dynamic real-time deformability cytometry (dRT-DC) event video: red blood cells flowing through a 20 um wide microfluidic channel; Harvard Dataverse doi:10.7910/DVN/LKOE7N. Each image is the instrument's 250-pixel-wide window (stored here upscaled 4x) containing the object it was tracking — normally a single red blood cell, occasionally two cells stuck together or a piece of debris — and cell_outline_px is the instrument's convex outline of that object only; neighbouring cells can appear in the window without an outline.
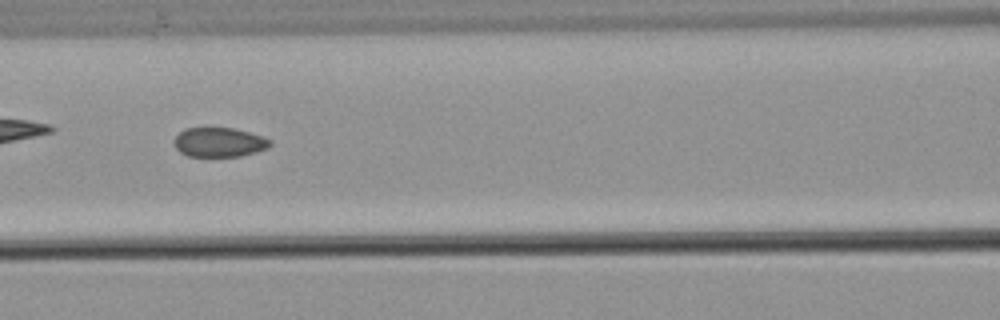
{"species": "common noctule bat (a hibernating species)", "species_latin": "Nyctalus noctula", "temperature_condition": "warm", "stored_images_in_passage": 53, "camera_frame_rate_fps": 3000, "um_per_image_px": 0.085, "animal": {"sex": "male", "body_mass_g": 21.5, "forearm_length_mm": 52.0}, "frame": {"image": 1, "passage_image": 23, "time_ms": 7.333, "image_size_px": [1000, 320], "cell_outline_px": [[272, 144], [268, 148], [256, 152], [240, 156], [188, 156], [180, 152], [176, 148], [172, 140], [184, 128], [204, 124], [232, 128], [248, 132], [272, 140]], "centroid_in_image_um": [18.57, 12.04], "position_along_channel_um": 148.0, "area_um2": 17.11}}
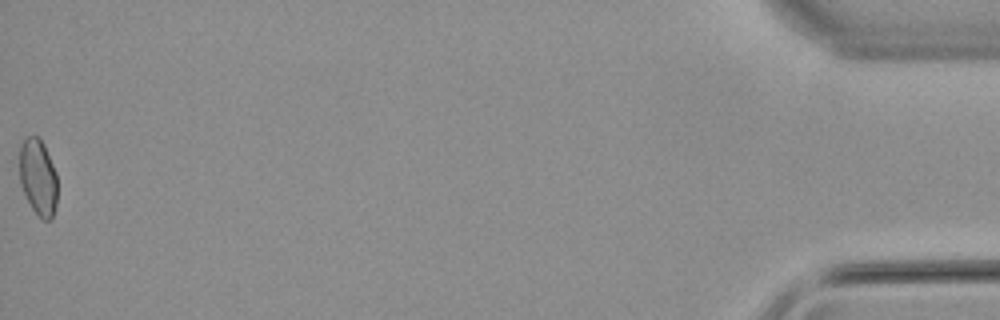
{"frame": {"image": 2, "passage_image": 53, "time_ms": 17.333, "image_size_px": [1000, 320], "cell_outline_px": [[56, 204], [52, 216], [48, 220], [40, 220], [32, 208], [20, 184], [20, 144], [28, 136], [40, 136], [44, 144], [56, 172]], "centroid_in_image_um": [3.23, 15.05], "position_along_channel_um": 432.0, "area_um2": 16.82}, "authors_computed_cell_mechanics": {"area_um2": 17.5134, "velocity_mm_per_s": 3.8457, "shape_relaxation_time_tau1_ms": null, "shape_relaxation_time_tau2_ms": 1.3496, "deformation_change_tau1": null, "deformation_change_tau2": 0.0469}}